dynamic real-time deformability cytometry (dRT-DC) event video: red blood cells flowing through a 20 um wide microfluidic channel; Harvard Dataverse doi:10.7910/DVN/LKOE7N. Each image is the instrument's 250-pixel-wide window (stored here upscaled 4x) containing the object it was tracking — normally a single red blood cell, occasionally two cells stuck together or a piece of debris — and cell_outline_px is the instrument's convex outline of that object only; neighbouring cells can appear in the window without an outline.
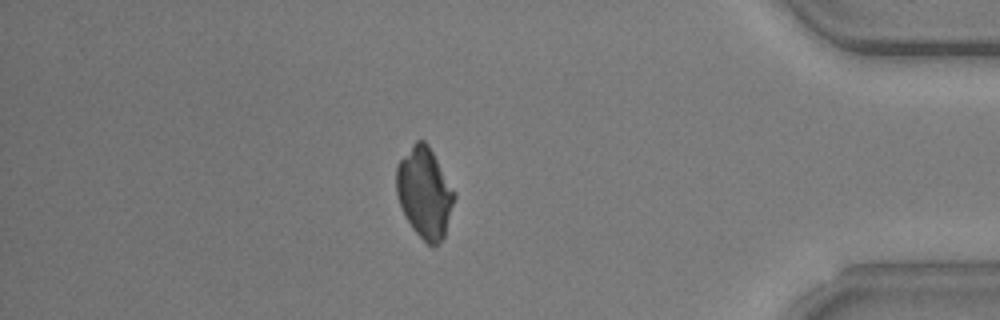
{"species": "common noctule bat (a hibernating species)", "species_latin": "Nyctalus noctula", "temperature_condition": "warm", "stored_images_in_passage": 34, "camera_frame_rate_fps": 3000, "um_per_image_px": 0.085, "animal": {"sex": "male", "body_mass_g": 20.5, "forearm_length_mm": 52.5}, "frame": {"image": 1, "passage_image": 29, "time_ms": 9.333, "image_size_px": [1000, 320], "cell_outline_px": [[456, 196], [444, 236], [440, 244], [432, 248], [412, 228], [400, 204], [396, 192], [396, 168], [400, 160], [416, 140], [424, 140], [428, 144], [456, 192]], "centroid_in_image_um": [36.11, 16.39], "position_along_channel_um": 399.1, "area_um2": 30.46}}